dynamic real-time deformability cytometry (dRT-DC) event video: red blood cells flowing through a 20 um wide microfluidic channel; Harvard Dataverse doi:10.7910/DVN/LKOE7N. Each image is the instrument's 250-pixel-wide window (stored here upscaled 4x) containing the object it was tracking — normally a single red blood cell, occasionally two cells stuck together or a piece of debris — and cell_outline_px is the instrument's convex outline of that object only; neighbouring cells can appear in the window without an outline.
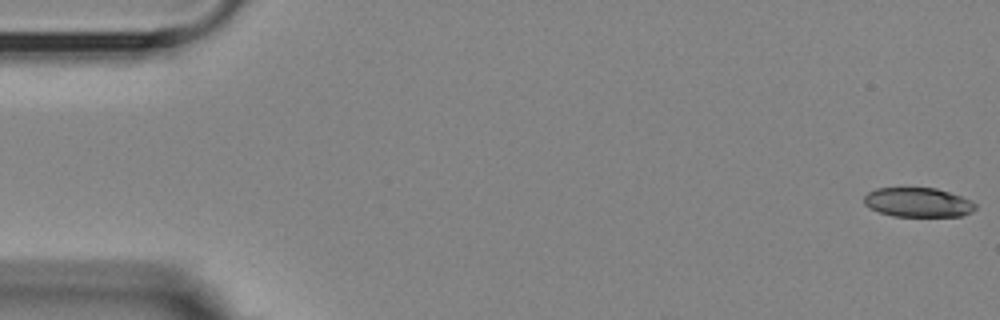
{"species": "Egyptian fruit bat (a non-hibernating species)", "species_latin": "Rousettus aegyptiacus", "temperature_condition": "room temperature", "stored_images_in_passage": 6, "camera_frame_rate_fps": 3000, "um_per_image_px": 0.085, "animal": {"sex": "female"}, "frame": {"image": 1, "passage_image": 1, "time_ms": 0.0, "image_size_px": [1000, 320], "cell_outline_px": [[976, 208], [972, 212], [960, 216], [892, 216], [868, 208], [864, 204], [864, 196], [868, 192], [876, 188], [936, 188], [960, 196], [976, 204]], "centroid_in_image_um": [77.99, 17.2], "position_along_channel_um": 7.0, "area_um2": 18.96}}